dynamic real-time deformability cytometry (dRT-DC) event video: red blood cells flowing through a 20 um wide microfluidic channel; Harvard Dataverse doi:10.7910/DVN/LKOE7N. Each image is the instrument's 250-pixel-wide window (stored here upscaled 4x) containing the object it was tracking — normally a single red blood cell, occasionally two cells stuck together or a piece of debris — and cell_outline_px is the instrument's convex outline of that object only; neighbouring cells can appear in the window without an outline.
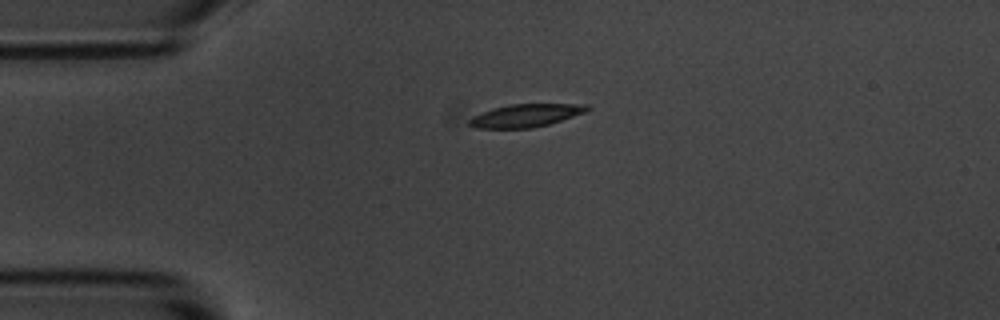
{"species": "common noctule bat (a hibernating species)", "species_latin": "Nyctalus noctula", "temperature_condition": "room temperature", "stored_images_in_passage": 2, "camera_frame_rate_fps": 3000, "um_per_image_px": 0.085, "animal": {"sex": "male", "body_mass_g": 20.1, "forearm_length_mm": 53.5}, "frame": {"image": 1, "passage_image": 1, "time_ms": 0.0, "image_size_px": [1000, 320], "cell_outline_px": [[592, 108], [588, 112], [548, 124], [528, 128], [476, 128], [468, 124], [468, 120], [472, 116], [480, 112], [492, 108], [508, 104], [588, 104]], "centroid_in_image_um": [44.7, 9.8], "position_along_channel_um": 40.3, "area_um2": 15.9}}